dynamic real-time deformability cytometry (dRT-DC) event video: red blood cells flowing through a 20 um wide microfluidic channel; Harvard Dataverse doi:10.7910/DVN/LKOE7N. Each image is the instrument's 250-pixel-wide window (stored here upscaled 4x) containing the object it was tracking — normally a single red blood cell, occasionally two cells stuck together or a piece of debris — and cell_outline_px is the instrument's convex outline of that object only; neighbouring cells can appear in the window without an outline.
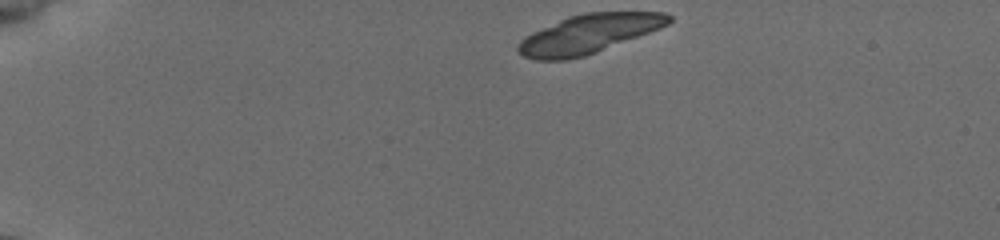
{"species": "common noctule bat (a hibernating species)", "species_latin": "Nyctalus noctula", "temperature_condition": "cold", "stored_images_in_passage": 12, "camera_frame_rate_fps": 3000, "um_per_image_px": 0.085, "animal": {"sex": "female", "body_mass_g": 19.5, "forearm_length_mm": 54.1}, "frame": {"image": 1, "passage_image": 1, "time_ms": 0.0, "image_size_px": [1000, 240], "cell_outline_px": [[672, 20], [668, 24], [660, 28], [596, 52], [584, 56], [564, 60], [536, 60], [524, 56], [516, 48], [516, 44], [520, 40], [532, 32], [568, 16], [584, 12], [664, 12], [672, 16]], "centroid_in_image_um": [50.02, 2.87], "position_along_channel_um": 35.0, "area_um2": 33.93}}